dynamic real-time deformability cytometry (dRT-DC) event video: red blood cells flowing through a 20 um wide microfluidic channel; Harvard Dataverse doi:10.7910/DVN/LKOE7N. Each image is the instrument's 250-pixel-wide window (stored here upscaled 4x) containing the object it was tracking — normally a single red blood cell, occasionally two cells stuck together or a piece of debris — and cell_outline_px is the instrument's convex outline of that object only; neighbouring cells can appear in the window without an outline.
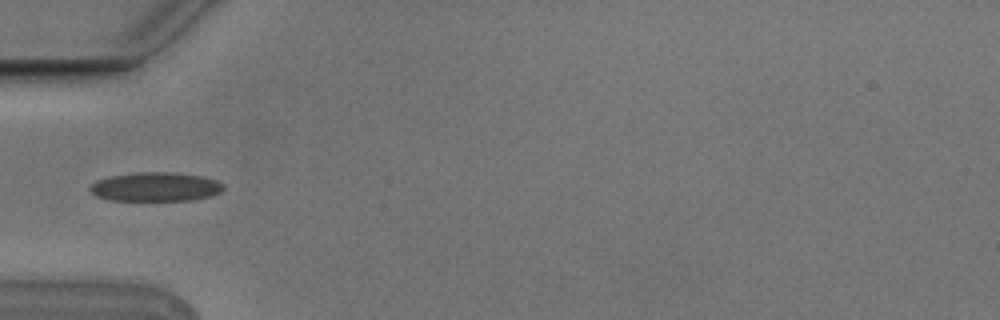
{"species": "Egyptian fruit bat (a non-hibernating species)", "species_latin": "Rousettus aegyptiacus", "temperature_condition": "cold", "stored_images_in_passage": 5, "camera_frame_rate_fps": 3000, "um_per_image_px": 0.085, "animal": {"sex": "male"}, "frame": {"image": 1, "passage_image": 4, "time_ms": 1.0, "image_size_px": [1000, 320], "cell_outline_px": [[224, 188], [220, 192], [212, 196], [188, 200], [108, 200], [96, 196], [88, 188], [96, 180], [112, 176], [140, 172], [172, 172], [200, 176], [216, 180], [224, 184]], "centroid_in_image_um": [13.22, 15.88], "position_along_channel_um": 71.8, "area_um2": 22.43}}